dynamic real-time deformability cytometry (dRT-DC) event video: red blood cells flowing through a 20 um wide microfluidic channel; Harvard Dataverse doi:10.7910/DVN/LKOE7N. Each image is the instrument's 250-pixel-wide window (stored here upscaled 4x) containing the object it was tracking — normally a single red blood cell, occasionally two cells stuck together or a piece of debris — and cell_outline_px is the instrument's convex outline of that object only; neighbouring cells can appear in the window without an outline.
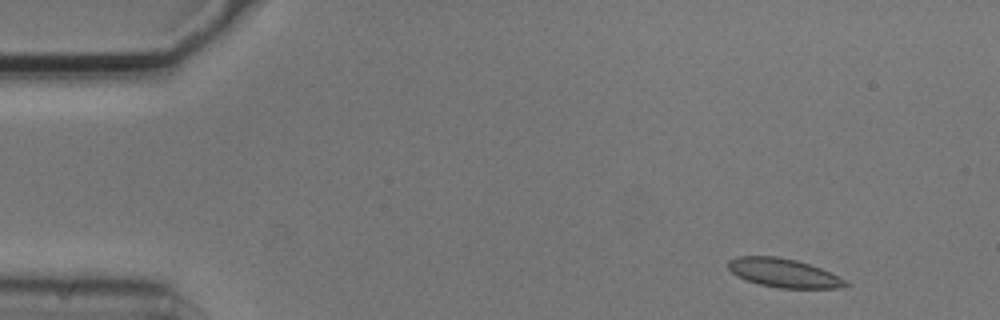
{"species": "common noctule bat (a hibernating species)", "species_latin": "Nyctalus noctula", "temperature_condition": "cold", "stored_images_in_passage": 5, "camera_frame_rate_fps": 3000, "um_per_image_px": 0.085, "animal": {"sex": "male", "body_mass_g": 20.5, "forearm_length_mm": 52.5}, "frame": {"image": 1, "passage_image": 1, "time_ms": 0.0, "image_size_px": [1000, 320], "cell_outline_px": [[852, 284], [840, 288], [780, 288], [760, 284], [736, 276], [728, 268], [728, 260], [736, 256], [776, 256], [796, 260], [820, 268]], "centroid_in_image_um": [66.58, 23.19], "position_along_channel_um": 18.4, "area_um2": 19.48}}
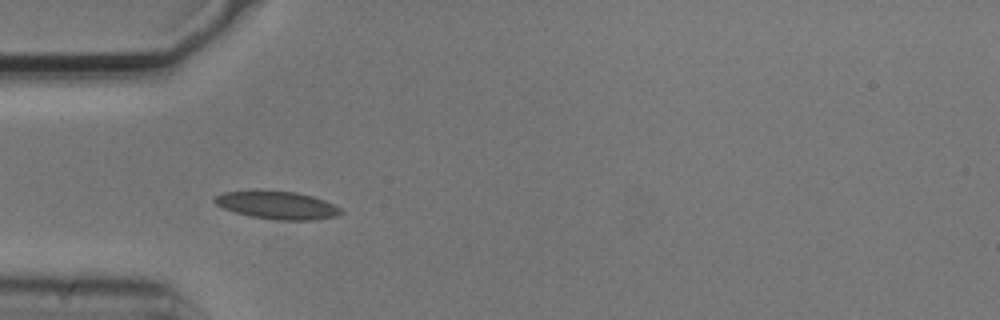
{"frame": {"image": 2, "passage_image": 4, "time_ms": 1.0, "image_size_px": [1000, 320], "cell_outline_px": [[344, 212], [336, 216], [316, 220], [276, 220], [252, 216], [236, 212], [224, 208], [216, 204], [212, 200], [216, 196], [224, 192], [252, 188], [296, 192], [312, 196], [324, 200], [340, 208]], "centroid_in_image_um": [23.53, 17.4], "position_along_channel_um": 61.5, "area_um2": 20.92}}